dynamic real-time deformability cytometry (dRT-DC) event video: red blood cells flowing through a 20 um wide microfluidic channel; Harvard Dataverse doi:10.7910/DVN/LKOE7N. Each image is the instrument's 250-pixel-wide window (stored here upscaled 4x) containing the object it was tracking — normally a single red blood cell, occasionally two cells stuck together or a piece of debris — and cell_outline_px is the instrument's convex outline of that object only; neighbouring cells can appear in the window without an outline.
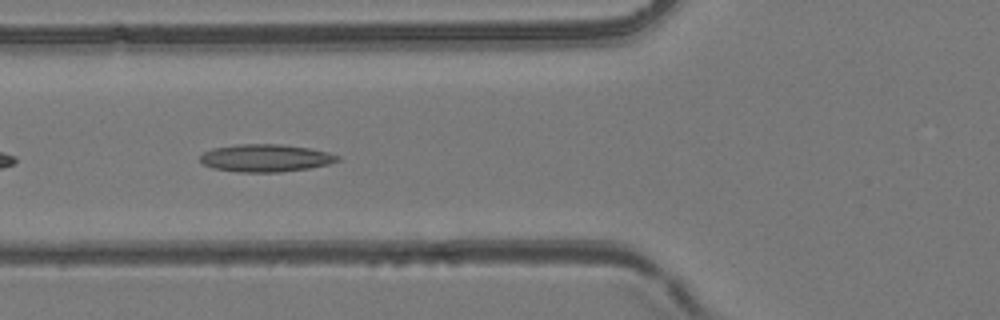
{"species": "common noctule bat (a hibernating species)", "species_latin": "Nyctalus noctula", "temperature_condition": "room temperature", "stored_images_in_passage": 38, "camera_frame_rate_fps": 3000, "um_per_image_px": 0.085, "animal": {"sex": "female", "body_mass_g": 24.6, "forearm_length_mm": 56.2}, "frame": {"image": 1, "passage_image": 5, "time_ms": 1.333, "image_size_px": [1000, 320], "cell_outline_px": [[340, 160], [328, 164], [308, 168], [280, 172], [236, 172], [212, 168], [204, 164], [200, 160], [200, 156], [204, 152], [212, 148], [236, 144], [280, 144], [308, 148], [328, 152], [340, 156]], "centroid_in_image_um": [22.55, 13.43], "position_along_channel_um": 103.2, "area_um2": 22.08}}
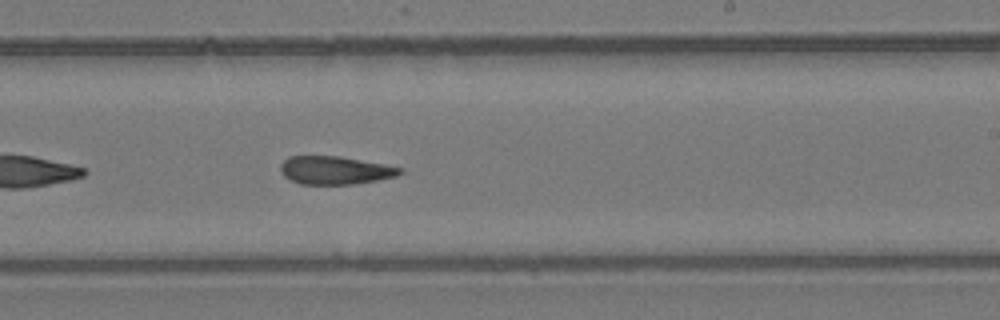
{"frame": {"image": 2, "passage_image": 17, "time_ms": 5.333, "image_size_px": [1000, 320], "cell_outline_px": [[404, 172], [396, 176], [376, 180], [352, 184], [300, 184], [284, 176], [280, 172], [280, 164], [288, 156], [340, 156], [384, 164], [404, 168]], "centroid_in_image_um": [28.47, 14.46], "position_along_channel_um": 260.5, "area_um2": 19.59}}
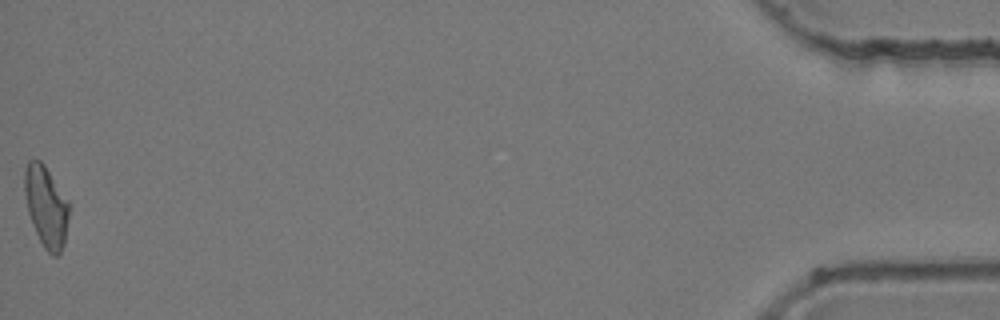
{"frame": {"image": 3, "passage_image": 38, "time_ms": 12.333, "image_size_px": [1000, 320], "cell_outline_px": [[68, 216], [64, 244], [60, 252], [56, 256], [52, 256], [44, 248], [36, 232], [28, 212], [24, 192], [24, 172], [28, 160], [40, 160], [44, 164], [68, 200]], "centroid_in_image_um": [3.91, 17.54], "position_along_channel_um": 431.3, "area_um2": 20.75}, "authors_computed_cell_mechanics": {"area_um2": 20.3456, "velocity_mm_per_s": 3.9269, "shape_relaxation_time_tau1_ms": null, "shape_relaxation_time_tau2_ms": 8.5654, "deformation_change_tau1": null, "deformation_change_tau2": 0.2049}}